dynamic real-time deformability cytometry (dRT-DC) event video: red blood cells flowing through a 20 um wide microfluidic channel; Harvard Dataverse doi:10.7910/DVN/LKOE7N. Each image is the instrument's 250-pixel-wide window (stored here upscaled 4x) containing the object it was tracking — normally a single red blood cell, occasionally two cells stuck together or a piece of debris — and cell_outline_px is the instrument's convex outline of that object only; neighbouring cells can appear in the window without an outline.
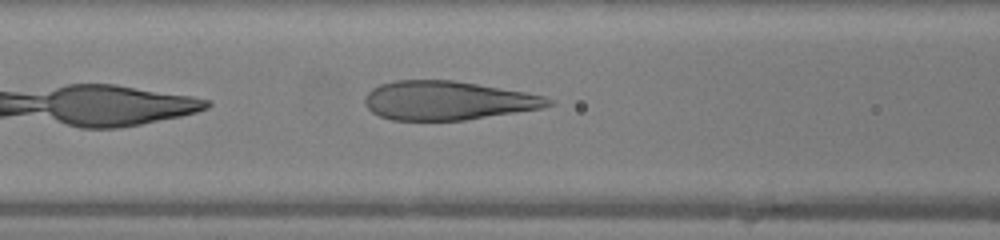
{"species": "human", "species_latin": "Homo sapiens", "temperature_condition": "warm", "stored_images_in_passage": 28, "camera_frame_rate_fps": 3000, "um_per_image_px": 0.085, "donor": {"sex": "female"}, "frame": {"image": 1, "passage_image": 6, "time_ms": 1.667, "image_size_px": [1000, 240], "cell_outline_px": [[552, 104], [540, 108], [464, 120], [392, 120], [380, 116], [372, 112], [364, 104], [364, 96], [372, 88], [380, 84], [396, 80], [452, 80], [528, 92], [544, 96], [552, 100]], "centroid_in_image_um": [38.01, 8.54], "position_along_channel_um": 128.6, "area_um2": 41.38}}
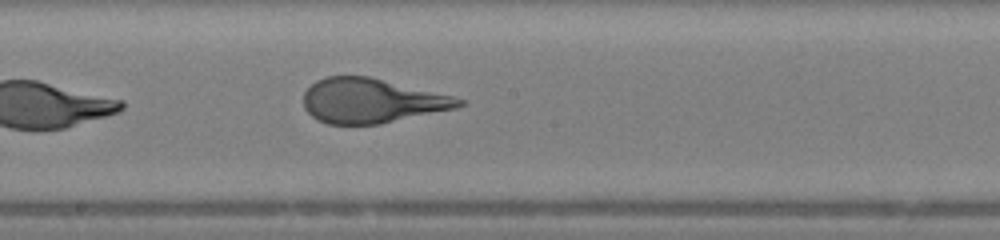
{"frame": {"image": 2, "passage_image": 12, "time_ms": 3.667, "image_size_px": [1000, 240], "cell_outline_px": [[464, 104], [456, 108], [380, 124], [328, 124], [316, 120], [304, 108], [304, 92], [316, 80], [328, 76], [368, 76], [452, 96], [464, 100]], "centroid_in_image_um": [31.54, 8.57], "position_along_channel_um": 216.7, "area_um2": 40.0}}
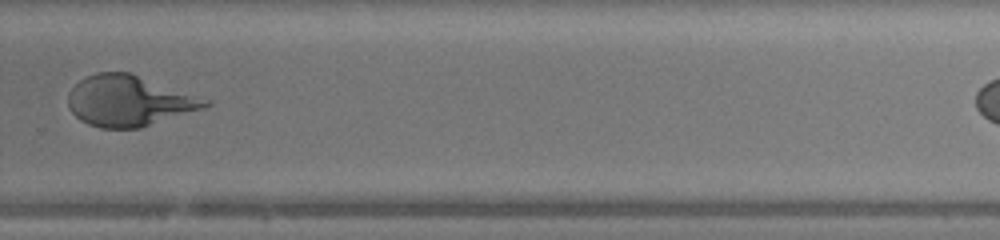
{"frame": {"image": 3, "passage_image": 19, "time_ms": 6.0, "image_size_px": [1000, 240], "cell_outline_px": [[212, 104], [204, 108], [140, 128], [100, 128], [88, 124], [80, 120], [72, 112], [68, 104], [68, 92], [80, 80], [88, 76], [100, 72], [128, 72], [212, 100]], "centroid_in_image_um": [10.98, 8.58], "position_along_channel_um": 318.8, "area_um2": 40.34}, "authors_computed_cell_mechanics": {"area_um2": 40.7779, "velocity_mm_per_s": 4.4066, "shape_relaxation_time_tau1_ms": 8.4367, "shape_relaxation_time_tau2_ms": null, "deformation_change_tau1": 0.3905, "deformation_change_tau2": null}}